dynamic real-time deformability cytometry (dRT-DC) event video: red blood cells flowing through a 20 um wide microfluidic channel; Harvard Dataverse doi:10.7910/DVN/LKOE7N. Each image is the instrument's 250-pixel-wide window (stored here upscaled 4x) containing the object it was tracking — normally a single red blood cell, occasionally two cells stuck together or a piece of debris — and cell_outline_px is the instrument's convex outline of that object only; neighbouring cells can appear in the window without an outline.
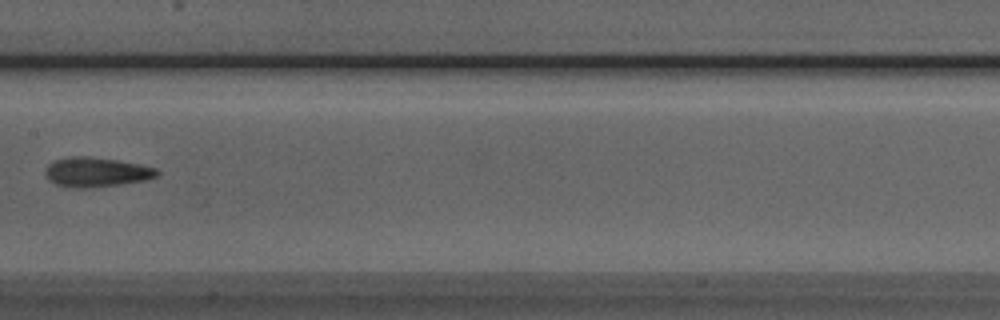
{"species": "Egyptian fruit bat (a non-hibernating species)", "species_latin": "Rousettus aegyptiacus", "temperature_condition": "room temperature", "stored_images_in_passage": 7, "camera_frame_rate_fps": 3000, "um_per_image_px": 0.085, "animal": {"sex": "male"}, "frame": {"image": 1, "passage_image": 7, "time_ms": 7.667, "image_size_px": [1000, 320], "cell_outline_px": [[160, 172], [156, 176], [148, 180], [120, 184], [84, 188], [76, 188], [56, 184], [48, 180], [44, 176], [44, 172], [48, 164], [56, 160], [68, 156], [88, 156], [116, 160], [140, 164], [156, 168]], "centroid_in_image_um": [8.17, 14.62], "position_along_channel_um": 199.2, "area_um2": 19.31}}